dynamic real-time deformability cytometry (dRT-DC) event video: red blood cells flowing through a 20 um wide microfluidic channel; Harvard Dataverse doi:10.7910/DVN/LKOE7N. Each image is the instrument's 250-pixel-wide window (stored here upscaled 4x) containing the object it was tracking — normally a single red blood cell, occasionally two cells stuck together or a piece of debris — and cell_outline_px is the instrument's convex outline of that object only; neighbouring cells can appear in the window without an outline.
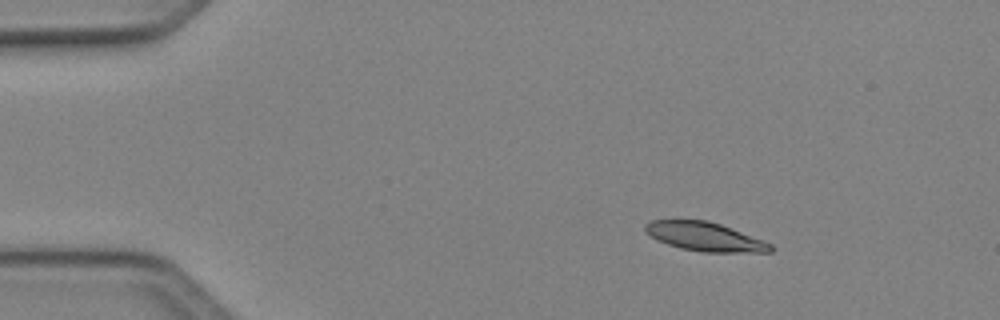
{"species": "Egyptian fruit bat (a non-hibernating species)", "species_latin": "Rousettus aegyptiacus", "temperature_condition": "cold", "stored_images_in_passage": 22, "camera_frame_rate_fps": 3000, "um_per_image_px": 0.085, "animal": {"sex": "female"}, "frame": {"image": 1, "passage_image": 1, "time_ms": 0.0, "image_size_px": [1000, 320], "cell_outline_px": [[776, 248], [772, 252], [704, 252], [680, 248], [656, 240], [644, 232], [644, 224], [652, 220], [708, 220], [720, 224], [764, 240], [772, 244]], "centroid_in_image_um": [59.92, 20.12], "position_along_channel_um": 25.1, "area_um2": 21.21}}
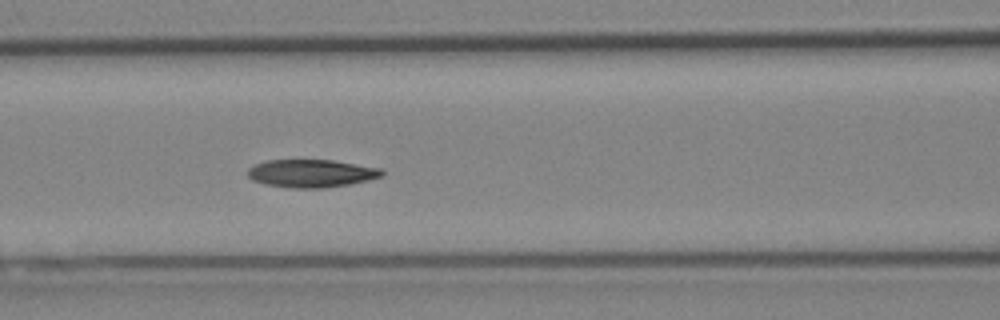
{"frame": {"image": 2, "passage_image": 15, "time_ms": 4.667, "image_size_px": [1000, 320], "cell_outline_px": [[384, 176], [368, 180], [348, 184], [320, 188], [292, 188], [268, 184], [252, 180], [248, 176], [248, 168], [256, 164], [268, 160], [332, 160], [384, 168]], "centroid_in_image_um": [26.52, 14.73], "position_along_channel_um": 140.1, "area_um2": 21.73}}
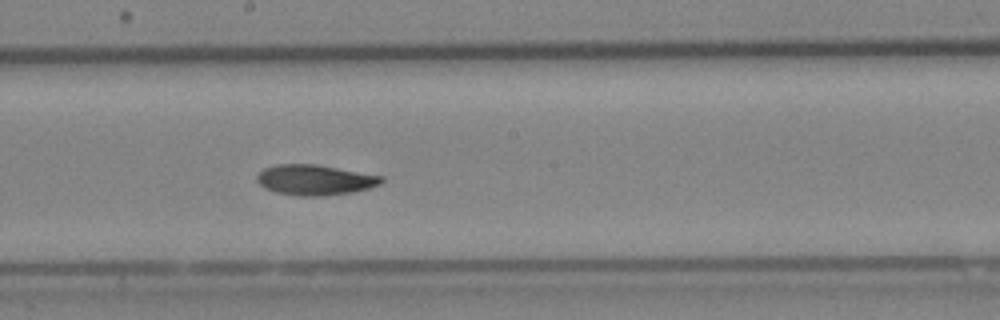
{"frame": {"image": 3, "passage_image": 21, "time_ms": 6.667, "image_size_px": [1000, 320], "cell_outline_px": [[384, 180], [380, 184], [368, 188], [352, 192], [324, 196], [296, 196], [276, 192], [264, 188], [256, 180], [256, 176], [264, 168], [276, 164], [316, 164], [384, 176]], "centroid_in_image_um": [26.76, 15.29], "position_along_channel_um": 221.4, "area_um2": 22.14}}